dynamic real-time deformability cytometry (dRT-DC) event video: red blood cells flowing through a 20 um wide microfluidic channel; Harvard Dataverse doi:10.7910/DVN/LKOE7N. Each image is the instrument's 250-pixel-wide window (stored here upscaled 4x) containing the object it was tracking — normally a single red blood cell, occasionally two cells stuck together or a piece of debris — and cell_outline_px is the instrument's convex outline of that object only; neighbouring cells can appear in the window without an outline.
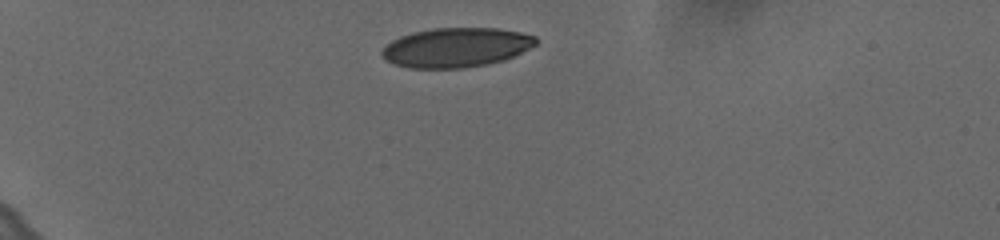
{"species": "human", "species_latin": "Homo sapiens", "temperature_condition": "cold", "stored_images_in_passage": 36, "camera_frame_rate_fps": 3000, "um_per_image_px": 0.085, "donor": {"sex": "female"}, "frame": {"image": 1, "passage_image": 1, "time_ms": 0.0, "image_size_px": [1000, 240], "cell_outline_px": [[536, 44], [504, 60], [488, 64], [464, 68], [408, 68], [392, 64], [384, 60], [380, 52], [392, 40], [400, 36], [412, 32], [432, 28], [496, 28], [520, 32], [536, 36]], "centroid_in_image_um": [38.72, 4.04], "position_along_channel_um": 46.3, "area_um2": 35.43}}
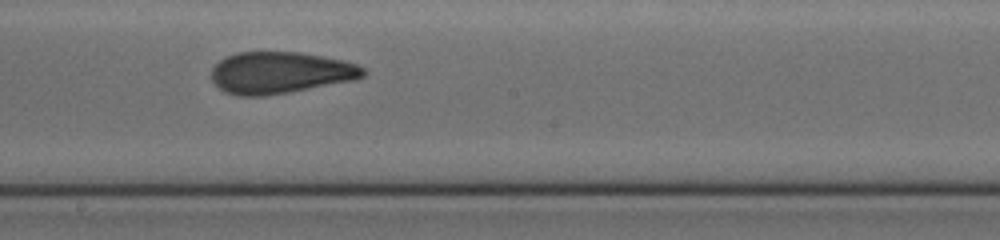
{"frame": {"image": 2, "passage_image": 20, "time_ms": 6.333, "image_size_px": [1000, 240], "cell_outline_px": [[368, 72], [364, 76], [356, 80], [288, 92], [260, 96], [236, 96], [224, 92], [212, 80], [212, 68], [224, 56], [236, 52], [300, 52], [344, 60], [356, 64], [364, 68]], "centroid_in_image_um": [23.83, 6.17], "position_along_channel_um": 224.4, "area_um2": 37.05}}
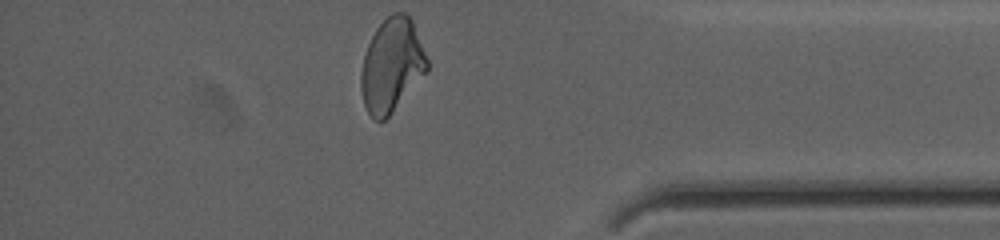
{"frame": {"image": 3, "passage_image": 36, "time_ms": 11.667, "image_size_px": [1000, 240], "cell_outline_px": [[428, 68], [392, 112], [384, 120], [372, 120], [364, 104], [360, 88], [360, 76], [364, 56], [368, 44], [376, 28], [392, 12], [404, 12], [412, 20], [428, 60]], "centroid_in_image_um": [33.27, 5.54], "position_along_channel_um": 401.9, "area_um2": 35.43}, "authors_computed_cell_mechanics": {"area_um2": 36.7897, "velocity_mm_per_s": 3.6299, "shape_relaxation_time_tau1_ms": 10.6327, "shape_relaxation_time_tau2_ms": 1.4757, "deformation_change_tau1": 0.2418, "deformation_change_tau2": 0.0791}}